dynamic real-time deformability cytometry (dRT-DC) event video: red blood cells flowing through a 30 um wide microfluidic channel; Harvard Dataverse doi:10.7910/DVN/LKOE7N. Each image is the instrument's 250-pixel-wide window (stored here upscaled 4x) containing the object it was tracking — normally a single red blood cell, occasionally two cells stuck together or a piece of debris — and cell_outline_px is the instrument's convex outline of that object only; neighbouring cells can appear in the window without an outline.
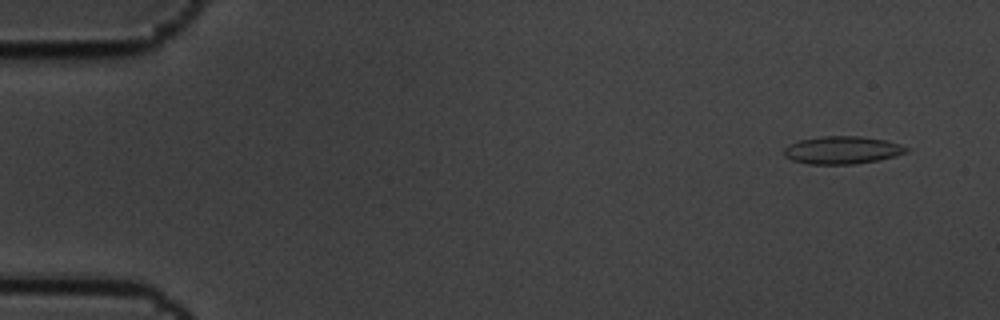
{"species": "common noctule bat (a hibernating species)", "species_latin": "Nyctalus noctula", "temperature_condition": "cold", "stored_images_in_passage": 59, "camera_frame_rate_fps": 3000, "um_per_image_px": 0.085, "animal": {"sex": "male", "body_mass_g": 19.5, "forearm_length_mm": 54.6}, "frame": {"image": 1, "passage_image": 4, "time_ms": 1.0, "image_size_px": [1000, 320], "cell_outline_px": [[912, 148], [908, 152], [896, 156], [880, 160], [856, 164], [808, 164], [792, 160], [784, 156], [784, 148], [788, 144], [800, 140], [820, 136], [860, 136], [888, 140]], "centroid_in_image_um": [71.64, 12.76], "position_along_channel_um": 13.4, "area_um2": 20.11}}
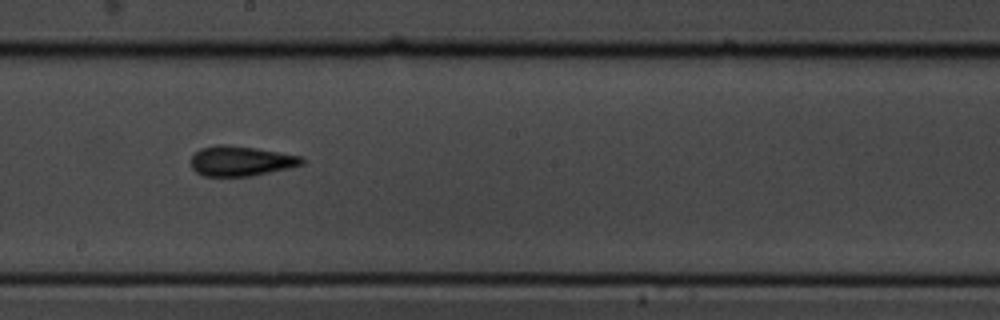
{"frame": {"image": 2, "passage_image": 33, "time_ms": 10.667, "image_size_px": [1000, 320], "cell_outline_px": [[304, 164], [288, 168], [252, 176], [204, 176], [196, 172], [192, 168], [192, 156], [200, 148], [216, 144], [228, 144], [256, 148], [300, 156], [304, 160]], "centroid_in_image_um": [20.45, 13.68], "position_along_channel_um": 227.7, "area_um2": 19.36}}
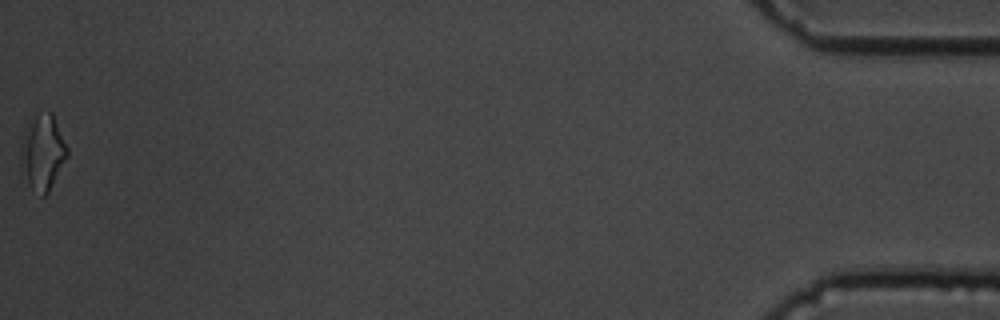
{"frame": {"image": 3, "passage_image": 59, "time_ms": 19.333, "image_size_px": [1000, 320], "cell_outline_px": [[68, 156], [48, 192], [44, 196], [40, 196], [32, 188], [20, 172], [20, 144], [24, 136], [36, 116], [48, 112], [52, 112], [68, 148]], "centroid_in_image_um": [3.63, 13.02], "position_along_channel_um": 431.6, "area_um2": 20.0}, "authors_computed_cell_mechanics": {"area_um2": 18.785, "velocity_mm_per_s": 3.432, "shape_relaxation_time_tau1_ms": 5.495, "shape_relaxation_time_tau2_ms": 2.8396, "deformation_change_tau1": 0.1412, "deformation_change_tau2": 0.122}}